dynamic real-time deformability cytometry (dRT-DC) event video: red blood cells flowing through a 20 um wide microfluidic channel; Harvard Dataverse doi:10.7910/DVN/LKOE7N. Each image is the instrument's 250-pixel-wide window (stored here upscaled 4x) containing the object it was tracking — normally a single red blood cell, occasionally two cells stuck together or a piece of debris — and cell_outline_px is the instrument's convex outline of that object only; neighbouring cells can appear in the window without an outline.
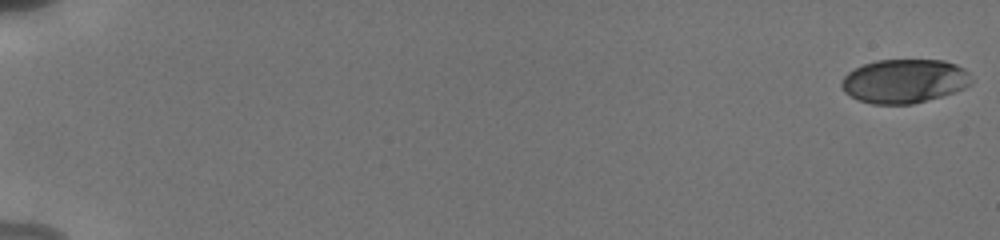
{"species": "human", "species_latin": "Homo sapiens", "temperature_condition": "cold", "stored_images_in_passage": 19, "camera_frame_rate_fps": 3000, "um_per_image_px": 0.085, "donor": {"sex": "male"}, "frame": {"image": 1, "passage_image": 1, "time_ms": 0.0, "image_size_px": [1000, 240], "cell_outline_px": [[972, 84], [964, 88], [940, 96], [912, 104], [872, 104], [860, 100], [844, 92], [840, 84], [844, 76], [848, 72], [864, 64], [876, 60], [944, 60], [956, 64], [964, 68], [968, 72], [972, 80]], "centroid_in_image_um": [76.87, 6.88], "position_along_channel_um": 8.1, "area_um2": 33.12}}
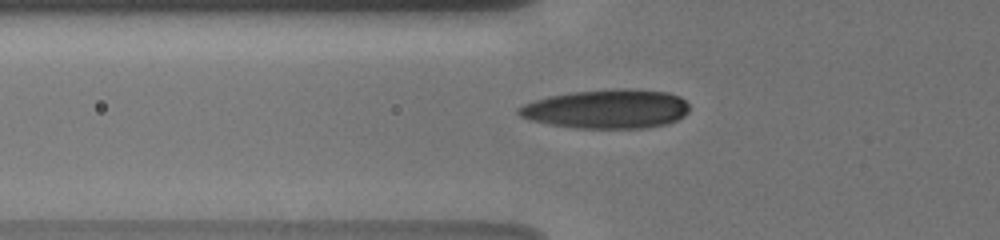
{"frame": {"image": 2, "passage_image": 16, "time_ms": 7.0, "image_size_px": [1000, 240], "cell_outline_px": [[688, 112], [684, 116], [668, 124], [648, 128], [576, 128], [548, 124], [532, 120], [520, 116], [516, 112], [516, 108], [524, 104], [548, 96], [572, 92], [612, 88], [628, 88], [668, 92], [680, 96], [688, 104]], "centroid_in_image_um": [51.6, 9.26], "position_along_channel_um": 74.2, "area_um2": 39.19}}
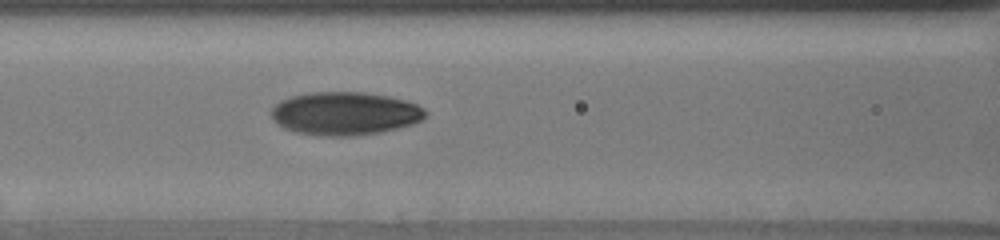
{"frame": {"image": 3, "passage_image": 19, "time_ms": 8.667, "image_size_px": [1000, 240], "cell_outline_px": [[428, 116], [412, 124], [380, 132], [356, 136], [320, 136], [296, 132], [284, 128], [276, 124], [272, 116], [272, 108], [280, 100], [292, 96], [308, 92], [364, 92], [388, 96], [404, 100], [416, 104], [424, 108], [428, 112]], "centroid_in_image_um": [29.32, 9.65], "position_along_channel_um": 137.3, "area_um2": 38.96}}